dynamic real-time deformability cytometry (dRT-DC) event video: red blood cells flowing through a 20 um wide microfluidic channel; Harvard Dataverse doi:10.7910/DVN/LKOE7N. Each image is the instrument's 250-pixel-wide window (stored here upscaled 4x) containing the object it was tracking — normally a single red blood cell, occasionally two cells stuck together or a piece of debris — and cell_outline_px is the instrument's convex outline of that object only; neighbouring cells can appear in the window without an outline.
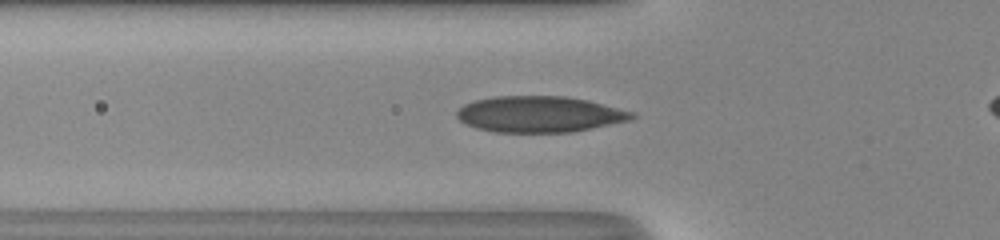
{"species": "human", "species_latin": "Homo sapiens", "temperature_condition": "room temperature", "stored_images_in_passage": 29, "camera_frame_rate_fps": 3000, "um_per_image_px": 0.085, "donor": {"sex": "male"}, "frame": {"image": 1, "passage_image": 2, "time_ms": 0.333, "image_size_px": [1000, 240], "cell_outline_px": [[636, 116], [632, 120], [572, 132], [496, 132], [476, 128], [460, 120], [456, 116], [456, 112], [464, 104], [476, 100], [492, 96], [564, 96], [588, 100], [636, 112]], "centroid_in_image_um": [45.9, 9.7], "position_along_channel_um": 79.9, "area_um2": 36.93}}
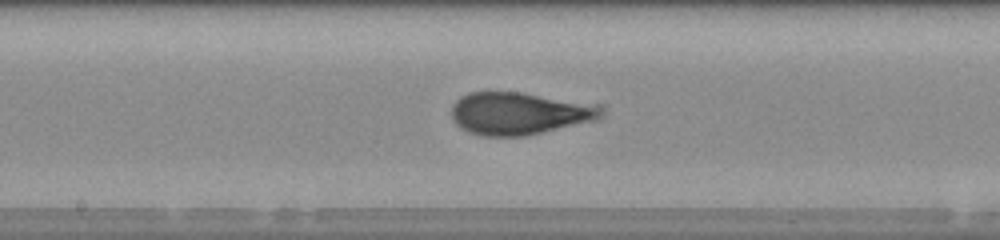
{"frame": {"image": 2, "passage_image": 11, "time_ms": 3.333, "image_size_px": [1000, 240], "cell_outline_px": [[600, 112], [592, 120], [528, 136], [484, 136], [468, 132], [460, 128], [452, 120], [452, 104], [460, 96], [468, 92], [520, 92], [600, 108]], "centroid_in_image_um": [43.89, 9.67], "position_along_channel_um": 204.3, "area_um2": 35.72}}
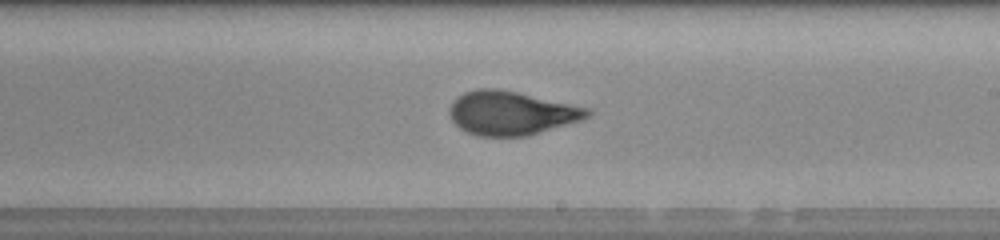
{"frame": {"image": 3, "passage_image": 14, "time_ms": 4.333, "image_size_px": [1000, 240], "cell_outline_px": [[592, 112], [588, 116], [580, 120], [528, 136], [476, 136], [460, 128], [452, 120], [448, 112], [448, 108], [452, 100], [456, 96], [464, 92], [476, 88], [496, 88], [516, 92], [592, 108]], "centroid_in_image_um": [43.42, 9.6], "position_along_channel_um": 245.6, "area_um2": 35.37}}